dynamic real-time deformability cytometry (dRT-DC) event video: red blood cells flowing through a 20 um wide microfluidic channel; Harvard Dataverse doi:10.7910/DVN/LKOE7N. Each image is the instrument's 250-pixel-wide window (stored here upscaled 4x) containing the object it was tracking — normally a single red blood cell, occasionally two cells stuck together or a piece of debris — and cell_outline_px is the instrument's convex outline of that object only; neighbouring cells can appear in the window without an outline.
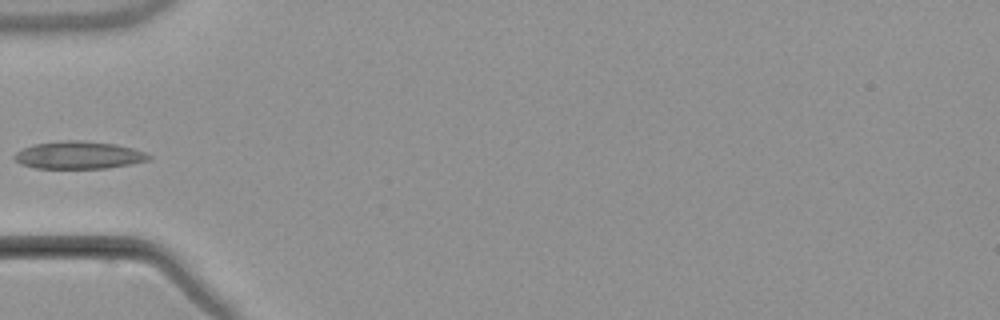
{"species": "common noctule bat (a hibernating species)", "species_latin": "Nyctalus noctula", "temperature_condition": "warm", "stored_images_in_passage": 5, "camera_frame_rate_fps": 3000, "um_per_image_px": 0.085, "animal": {"sex": "male", "body_mass_g": 21.5, "forearm_length_mm": 52.0}, "frame": {"image": 1, "passage_image": 5, "time_ms": 5.333, "image_size_px": [1000, 320], "cell_outline_px": [[152, 156], [148, 160], [132, 164], [108, 168], [36, 168], [20, 164], [12, 156], [16, 152], [32, 144], [68, 140], [76, 140], [116, 144], [132, 148], [144, 152]], "centroid_in_image_um": [6.68, 13.19], "position_along_channel_um": 78.3, "area_um2": 21.5}}